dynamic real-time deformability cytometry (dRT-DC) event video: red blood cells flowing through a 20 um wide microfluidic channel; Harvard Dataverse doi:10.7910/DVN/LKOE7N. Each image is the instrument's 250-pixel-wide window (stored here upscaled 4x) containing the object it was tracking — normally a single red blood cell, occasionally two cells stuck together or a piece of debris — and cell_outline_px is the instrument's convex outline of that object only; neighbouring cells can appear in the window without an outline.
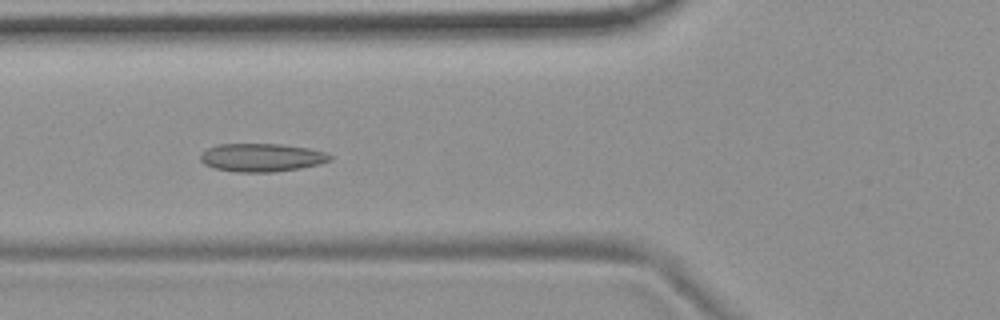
{"species": "common noctule bat (a hibernating species)", "species_latin": "Nyctalus noctula", "temperature_condition": "room temperature", "stored_images_in_passage": 9, "camera_frame_rate_fps": 3000, "um_per_image_px": 0.085, "animal": {"sex": "female", "body_mass_g": 19.9}, "frame": {"image": 1, "passage_image": 4, "time_ms": 3.333, "image_size_px": [1000, 320], "cell_outline_px": [[332, 160], [320, 164], [300, 168], [272, 172], [236, 172], [212, 168], [204, 164], [200, 160], [200, 156], [208, 148], [216, 144], [284, 144], [308, 148], [328, 152], [332, 156]], "centroid_in_image_um": [22.26, 13.39], "position_along_channel_um": 103.5, "area_um2": 21.5}}
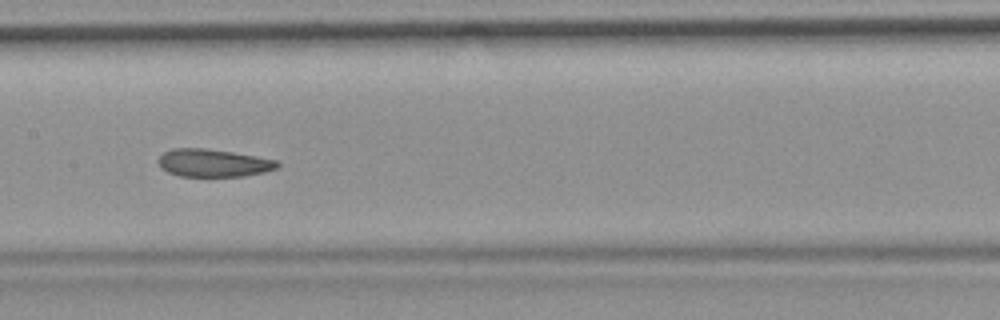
{"frame": {"image": 2, "passage_image": 6, "time_ms": 5.667, "image_size_px": [1000, 320], "cell_outline_px": [[280, 164], [276, 168], [264, 172], [244, 176], [180, 176], [168, 172], [160, 168], [160, 156], [164, 152], [172, 148], [208, 148], [280, 160]], "centroid_in_image_um": [18.16, 13.84], "position_along_channel_um": 189.2, "area_um2": 19.25}}